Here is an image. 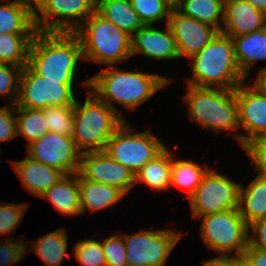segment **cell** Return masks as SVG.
<instances>
[{
	"label": "cell",
	"instance_id": "6da1fadb",
	"mask_svg": "<svg viewBox=\"0 0 266 266\" xmlns=\"http://www.w3.org/2000/svg\"><path fill=\"white\" fill-rule=\"evenodd\" d=\"M119 69L116 66H107L82 84L114 109L124 121L125 118L112 101L132 111L172 82L170 78L158 74Z\"/></svg>",
	"mask_w": 266,
	"mask_h": 266
},
{
	"label": "cell",
	"instance_id": "7a4b0ae2",
	"mask_svg": "<svg viewBox=\"0 0 266 266\" xmlns=\"http://www.w3.org/2000/svg\"><path fill=\"white\" fill-rule=\"evenodd\" d=\"M81 59L82 44L75 32L37 31L31 42L28 65L47 80L73 84Z\"/></svg>",
	"mask_w": 266,
	"mask_h": 266
},
{
	"label": "cell",
	"instance_id": "3957f363",
	"mask_svg": "<svg viewBox=\"0 0 266 266\" xmlns=\"http://www.w3.org/2000/svg\"><path fill=\"white\" fill-rule=\"evenodd\" d=\"M190 59L193 78L187 79V85L235 89L246 80L237 64L232 38L221 32Z\"/></svg>",
	"mask_w": 266,
	"mask_h": 266
},
{
	"label": "cell",
	"instance_id": "277c9868",
	"mask_svg": "<svg viewBox=\"0 0 266 266\" xmlns=\"http://www.w3.org/2000/svg\"><path fill=\"white\" fill-rule=\"evenodd\" d=\"M83 104L73 105V141L81 153L104 151L124 120L90 90Z\"/></svg>",
	"mask_w": 266,
	"mask_h": 266
},
{
	"label": "cell",
	"instance_id": "5b68a950",
	"mask_svg": "<svg viewBox=\"0 0 266 266\" xmlns=\"http://www.w3.org/2000/svg\"><path fill=\"white\" fill-rule=\"evenodd\" d=\"M82 44L83 60L113 66L131 58L130 35L96 11L75 31Z\"/></svg>",
	"mask_w": 266,
	"mask_h": 266
},
{
	"label": "cell",
	"instance_id": "8992f818",
	"mask_svg": "<svg viewBox=\"0 0 266 266\" xmlns=\"http://www.w3.org/2000/svg\"><path fill=\"white\" fill-rule=\"evenodd\" d=\"M187 87L184 101L188 105L190 120L216 133L239 128L236 88Z\"/></svg>",
	"mask_w": 266,
	"mask_h": 266
},
{
	"label": "cell",
	"instance_id": "52a82bcc",
	"mask_svg": "<svg viewBox=\"0 0 266 266\" xmlns=\"http://www.w3.org/2000/svg\"><path fill=\"white\" fill-rule=\"evenodd\" d=\"M201 218L200 234L206 246L218 256L242 255L249 244V225L238 208ZM233 251V252H232Z\"/></svg>",
	"mask_w": 266,
	"mask_h": 266
},
{
	"label": "cell",
	"instance_id": "ba28073f",
	"mask_svg": "<svg viewBox=\"0 0 266 266\" xmlns=\"http://www.w3.org/2000/svg\"><path fill=\"white\" fill-rule=\"evenodd\" d=\"M132 131L129 123L124 121L108 140L104 151L136 176L166 146L149 129L139 133H131Z\"/></svg>",
	"mask_w": 266,
	"mask_h": 266
},
{
	"label": "cell",
	"instance_id": "9c48e42d",
	"mask_svg": "<svg viewBox=\"0 0 266 266\" xmlns=\"http://www.w3.org/2000/svg\"><path fill=\"white\" fill-rule=\"evenodd\" d=\"M75 84H61L38 75L29 65L22 68L16 107L45 109L50 106H73Z\"/></svg>",
	"mask_w": 266,
	"mask_h": 266
},
{
	"label": "cell",
	"instance_id": "30bf717a",
	"mask_svg": "<svg viewBox=\"0 0 266 266\" xmlns=\"http://www.w3.org/2000/svg\"><path fill=\"white\" fill-rule=\"evenodd\" d=\"M240 187V183L210 168L189 197L192 217L195 219L238 208Z\"/></svg>",
	"mask_w": 266,
	"mask_h": 266
},
{
	"label": "cell",
	"instance_id": "8fae6325",
	"mask_svg": "<svg viewBox=\"0 0 266 266\" xmlns=\"http://www.w3.org/2000/svg\"><path fill=\"white\" fill-rule=\"evenodd\" d=\"M122 236L128 266H165L173 248L183 235L175 230L159 229Z\"/></svg>",
	"mask_w": 266,
	"mask_h": 266
},
{
	"label": "cell",
	"instance_id": "7c38bea8",
	"mask_svg": "<svg viewBox=\"0 0 266 266\" xmlns=\"http://www.w3.org/2000/svg\"><path fill=\"white\" fill-rule=\"evenodd\" d=\"M95 7L96 0H48L34 15L36 31L75 32Z\"/></svg>",
	"mask_w": 266,
	"mask_h": 266
},
{
	"label": "cell",
	"instance_id": "4fadbf2b",
	"mask_svg": "<svg viewBox=\"0 0 266 266\" xmlns=\"http://www.w3.org/2000/svg\"><path fill=\"white\" fill-rule=\"evenodd\" d=\"M252 85V86H251ZM239 128L247 134H235L236 141L242 148L252 140L266 138V92L254 82L236 87Z\"/></svg>",
	"mask_w": 266,
	"mask_h": 266
},
{
	"label": "cell",
	"instance_id": "5bb4252c",
	"mask_svg": "<svg viewBox=\"0 0 266 266\" xmlns=\"http://www.w3.org/2000/svg\"><path fill=\"white\" fill-rule=\"evenodd\" d=\"M26 152L30 158L58 169L64 175L78 173L81 152L74 144L72 136L48 132L29 144Z\"/></svg>",
	"mask_w": 266,
	"mask_h": 266
},
{
	"label": "cell",
	"instance_id": "9a60e30c",
	"mask_svg": "<svg viewBox=\"0 0 266 266\" xmlns=\"http://www.w3.org/2000/svg\"><path fill=\"white\" fill-rule=\"evenodd\" d=\"M77 174L84 179L117 187L126 195L136 186L135 175L131 170L105 151L81 153Z\"/></svg>",
	"mask_w": 266,
	"mask_h": 266
},
{
	"label": "cell",
	"instance_id": "2e32d148",
	"mask_svg": "<svg viewBox=\"0 0 266 266\" xmlns=\"http://www.w3.org/2000/svg\"><path fill=\"white\" fill-rule=\"evenodd\" d=\"M168 25L173 33L179 57L189 59L199 53L220 32L217 28L171 10Z\"/></svg>",
	"mask_w": 266,
	"mask_h": 266
},
{
	"label": "cell",
	"instance_id": "e0dca14e",
	"mask_svg": "<svg viewBox=\"0 0 266 266\" xmlns=\"http://www.w3.org/2000/svg\"><path fill=\"white\" fill-rule=\"evenodd\" d=\"M165 31L159 30L154 25H143L130 36V53L144 55L153 59H178L175 39L168 25Z\"/></svg>",
	"mask_w": 266,
	"mask_h": 266
},
{
	"label": "cell",
	"instance_id": "ac0fdd59",
	"mask_svg": "<svg viewBox=\"0 0 266 266\" xmlns=\"http://www.w3.org/2000/svg\"><path fill=\"white\" fill-rule=\"evenodd\" d=\"M266 27V15L244 0L224 1V20L220 30L229 37L249 34Z\"/></svg>",
	"mask_w": 266,
	"mask_h": 266
},
{
	"label": "cell",
	"instance_id": "d6986e66",
	"mask_svg": "<svg viewBox=\"0 0 266 266\" xmlns=\"http://www.w3.org/2000/svg\"><path fill=\"white\" fill-rule=\"evenodd\" d=\"M11 164L23 187L39 197L64 176L60 170L46 166L29 156L19 161H12Z\"/></svg>",
	"mask_w": 266,
	"mask_h": 266
},
{
	"label": "cell",
	"instance_id": "ffe728a7",
	"mask_svg": "<svg viewBox=\"0 0 266 266\" xmlns=\"http://www.w3.org/2000/svg\"><path fill=\"white\" fill-rule=\"evenodd\" d=\"M41 198H46L64 216L81 214L78 174H66L52 185Z\"/></svg>",
	"mask_w": 266,
	"mask_h": 266
},
{
	"label": "cell",
	"instance_id": "44dd1931",
	"mask_svg": "<svg viewBox=\"0 0 266 266\" xmlns=\"http://www.w3.org/2000/svg\"><path fill=\"white\" fill-rule=\"evenodd\" d=\"M78 181L81 214L87 209L92 213L111 207L126 195L117 187L84 179L79 175Z\"/></svg>",
	"mask_w": 266,
	"mask_h": 266
},
{
	"label": "cell",
	"instance_id": "7402d4cb",
	"mask_svg": "<svg viewBox=\"0 0 266 266\" xmlns=\"http://www.w3.org/2000/svg\"><path fill=\"white\" fill-rule=\"evenodd\" d=\"M235 57L245 79L257 61L266 60V27L249 34L232 37Z\"/></svg>",
	"mask_w": 266,
	"mask_h": 266
},
{
	"label": "cell",
	"instance_id": "603a6c76",
	"mask_svg": "<svg viewBox=\"0 0 266 266\" xmlns=\"http://www.w3.org/2000/svg\"><path fill=\"white\" fill-rule=\"evenodd\" d=\"M95 11L130 36L143 26L130 0H96Z\"/></svg>",
	"mask_w": 266,
	"mask_h": 266
},
{
	"label": "cell",
	"instance_id": "cb8c5ba5",
	"mask_svg": "<svg viewBox=\"0 0 266 266\" xmlns=\"http://www.w3.org/2000/svg\"><path fill=\"white\" fill-rule=\"evenodd\" d=\"M238 210L248 225L266 218V179L259 176L240 187Z\"/></svg>",
	"mask_w": 266,
	"mask_h": 266
},
{
	"label": "cell",
	"instance_id": "d4e9b609",
	"mask_svg": "<svg viewBox=\"0 0 266 266\" xmlns=\"http://www.w3.org/2000/svg\"><path fill=\"white\" fill-rule=\"evenodd\" d=\"M3 1L6 4H0V34L37 32L34 14L22 0Z\"/></svg>",
	"mask_w": 266,
	"mask_h": 266
},
{
	"label": "cell",
	"instance_id": "484cf974",
	"mask_svg": "<svg viewBox=\"0 0 266 266\" xmlns=\"http://www.w3.org/2000/svg\"><path fill=\"white\" fill-rule=\"evenodd\" d=\"M171 153L167 147L153 160L147 162L135 176V183L146 184L152 190L166 191L171 188Z\"/></svg>",
	"mask_w": 266,
	"mask_h": 266
},
{
	"label": "cell",
	"instance_id": "4316f807",
	"mask_svg": "<svg viewBox=\"0 0 266 266\" xmlns=\"http://www.w3.org/2000/svg\"><path fill=\"white\" fill-rule=\"evenodd\" d=\"M65 228L61 227L57 230L47 233L40 239L30 241L31 251L34 249L37 257H39L45 266H60L65 259L68 248V237Z\"/></svg>",
	"mask_w": 266,
	"mask_h": 266
},
{
	"label": "cell",
	"instance_id": "83f0119b",
	"mask_svg": "<svg viewBox=\"0 0 266 266\" xmlns=\"http://www.w3.org/2000/svg\"><path fill=\"white\" fill-rule=\"evenodd\" d=\"M36 33L0 34V63L18 67L28 65L29 50Z\"/></svg>",
	"mask_w": 266,
	"mask_h": 266
},
{
	"label": "cell",
	"instance_id": "f1b7e54d",
	"mask_svg": "<svg viewBox=\"0 0 266 266\" xmlns=\"http://www.w3.org/2000/svg\"><path fill=\"white\" fill-rule=\"evenodd\" d=\"M224 1L181 0L177 10L185 16L194 18L220 31L224 20Z\"/></svg>",
	"mask_w": 266,
	"mask_h": 266
},
{
	"label": "cell",
	"instance_id": "f546056e",
	"mask_svg": "<svg viewBox=\"0 0 266 266\" xmlns=\"http://www.w3.org/2000/svg\"><path fill=\"white\" fill-rule=\"evenodd\" d=\"M209 169L206 163L202 167L190 160H175L171 154V187L186 189L189 198L201 184L203 176Z\"/></svg>",
	"mask_w": 266,
	"mask_h": 266
},
{
	"label": "cell",
	"instance_id": "4dcf8cb0",
	"mask_svg": "<svg viewBox=\"0 0 266 266\" xmlns=\"http://www.w3.org/2000/svg\"><path fill=\"white\" fill-rule=\"evenodd\" d=\"M16 130L29 141L27 146L43 137L49 132L43 110L16 107Z\"/></svg>",
	"mask_w": 266,
	"mask_h": 266
},
{
	"label": "cell",
	"instance_id": "1f68e13d",
	"mask_svg": "<svg viewBox=\"0 0 266 266\" xmlns=\"http://www.w3.org/2000/svg\"><path fill=\"white\" fill-rule=\"evenodd\" d=\"M42 110L49 132L73 135V106H50Z\"/></svg>",
	"mask_w": 266,
	"mask_h": 266
},
{
	"label": "cell",
	"instance_id": "d6a6232c",
	"mask_svg": "<svg viewBox=\"0 0 266 266\" xmlns=\"http://www.w3.org/2000/svg\"><path fill=\"white\" fill-rule=\"evenodd\" d=\"M143 25H154L170 17L171 8L163 0H130Z\"/></svg>",
	"mask_w": 266,
	"mask_h": 266
},
{
	"label": "cell",
	"instance_id": "836d02e7",
	"mask_svg": "<svg viewBox=\"0 0 266 266\" xmlns=\"http://www.w3.org/2000/svg\"><path fill=\"white\" fill-rule=\"evenodd\" d=\"M73 251L75 258L83 266H106L101 241L95 239L78 241Z\"/></svg>",
	"mask_w": 266,
	"mask_h": 266
},
{
	"label": "cell",
	"instance_id": "e575fe53",
	"mask_svg": "<svg viewBox=\"0 0 266 266\" xmlns=\"http://www.w3.org/2000/svg\"><path fill=\"white\" fill-rule=\"evenodd\" d=\"M22 68L11 64L0 63V97L7 96L11 104H16L18 99Z\"/></svg>",
	"mask_w": 266,
	"mask_h": 266
},
{
	"label": "cell",
	"instance_id": "d590c367",
	"mask_svg": "<svg viewBox=\"0 0 266 266\" xmlns=\"http://www.w3.org/2000/svg\"><path fill=\"white\" fill-rule=\"evenodd\" d=\"M0 204V235L8 234L15 231L16 227L21 223L25 211L27 210L26 203H9L1 202Z\"/></svg>",
	"mask_w": 266,
	"mask_h": 266
},
{
	"label": "cell",
	"instance_id": "8d00e7d4",
	"mask_svg": "<svg viewBox=\"0 0 266 266\" xmlns=\"http://www.w3.org/2000/svg\"><path fill=\"white\" fill-rule=\"evenodd\" d=\"M102 249L106 258V266H128L122 235H111L103 240Z\"/></svg>",
	"mask_w": 266,
	"mask_h": 266
},
{
	"label": "cell",
	"instance_id": "74e56055",
	"mask_svg": "<svg viewBox=\"0 0 266 266\" xmlns=\"http://www.w3.org/2000/svg\"><path fill=\"white\" fill-rule=\"evenodd\" d=\"M27 245L25 241L15 240L14 237L0 242V266H13L23 260L26 256Z\"/></svg>",
	"mask_w": 266,
	"mask_h": 266
},
{
	"label": "cell",
	"instance_id": "f35d334b",
	"mask_svg": "<svg viewBox=\"0 0 266 266\" xmlns=\"http://www.w3.org/2000/svg\"><path fill=\"white\" fill-rule=\"evenodd\" d=\"M243 149L253 161L257 176L266 179V138L252 140Z\"/></svg>",
	"mask_w": 266,
	"mask_h": 266
},
{
	"label": "cell",
	"instance_id": "ab89813d",
	"mask_svg": "<svg viewBox=\"0 0 266 266\" xmlns=\"http://www.w3.org/2000/svg\"><path fill=\"white\" fill-rule=\"evenodd\" d=\"M16 137V105L10 103L8 106L0 107V143Z\"/></svg>",
	"mask_w": 266,
	"mask_h": 266
},
{
	"label": "cell",
	"instance_id": "60d3db41",
	"mask_svg": "<svg viewBox=\"0 0 266 266\" xmlns=\"http://www.w3.org/2000/svg\"><path fill=\"white\" fill-rule=\"evenodd\" d=\"M249 231L252 232V235H249V244L266 252V218L257 220L250 224Z\"/></svg>",
	"mask_w": 266,
	"mask_h": 266
},
{
	"label": "cell",
	"instance_id": "b9f144b4",
	"mask_svg": "<svg viewBox=\"0 0 266 266\" xmlns=\"http://www.w3.org/2000/svg\"><path fill=\"white\" fill-rule=\"evenodd\" d=\"M243 254L248 258L252 266H266V252L248 244Z\"/></svg>",
	"mask_w": 266,
	"mask_h": 266
},
{
	"label": "cell",
	"instance_id": "7bdbcfd3",
	"mask_svg": "<svg viewBox=\"0 0 266 266\" xmlns=\"http://www.w3.org/2000/svg\"><path fill=\"white\" fill-rule=\"evenodd\" d=\"M202 266H232V256H216L210 260L202 262Z\"/></svg>",
	"mask_w": 266,
	"mask_h": 266
},
{
	"label": "cell",
	"instance_id": "ee69618b",
	"mask_svg": "<svg viewBox=\"0 0 266 266\" xmlns=\"http://www.w3.org/2000/svg\"><path fill=\"white\" fill-rule=\"evenodd\" d=\"M35 15L48 0H22Z\"/></svg>",
	"mask_w": 266,
	"mask_h": 266
},
{
	"label": "cell",
	"instance_id": "f6af8a7d",
	"mask_svg": "<svg viewBox=\"0 0 266 266\" xmlns=\"http://www.w3.org/2000/svg\"><path fill=\"white\" fill-rule=\"evenodd\" d=\"M254 83L266 92V66L258 71Z\"/></svg>",
	"mask_w": 266,
	"mask_h": 266
},
{
	"label": "cell",
	"instance_id": "bcb514c9",
	"mask_svg": "<svg viewBox=\"0 0 266 266\" xmlns=\"http://www.w3.org/2000/svg\"><path fill=\"white\" fill-rule=\"evenodd\" d=\"M232 266H252L248 258L242 255H233L232 256Z\"/></svg>",
	"mask_w": 266,
	"mask_h": 266
},
{
	"label": "cell",
	"instance_id": "7dc6e473",
	"mask_svg": "<svg viewBox=\"0 0 266 266\" xmlns=\"http://www.w3.org/2000/svg\"><path fill=\"white\" fill-rule=\"evenodd\" d=\"M266 15V0H244Z\"/></svg>",
	"mask_w": 266,
	"mask_h": 266
},
{
	"label": "cell",
	"instance_id": "c3c4849f",
	"mask_svg": "<svg viewBox=\"0 0 266 266\" xmlns=\"http://www.w3.org/2000/svg\"><path fill=\"white\" fill-rule=\"evenodd\" d=\"M172 10L178 8L181 3V0H163Z\"/></svg>",
	"mask_w": 266,
	"mask_h": 266
}]
</instances>
